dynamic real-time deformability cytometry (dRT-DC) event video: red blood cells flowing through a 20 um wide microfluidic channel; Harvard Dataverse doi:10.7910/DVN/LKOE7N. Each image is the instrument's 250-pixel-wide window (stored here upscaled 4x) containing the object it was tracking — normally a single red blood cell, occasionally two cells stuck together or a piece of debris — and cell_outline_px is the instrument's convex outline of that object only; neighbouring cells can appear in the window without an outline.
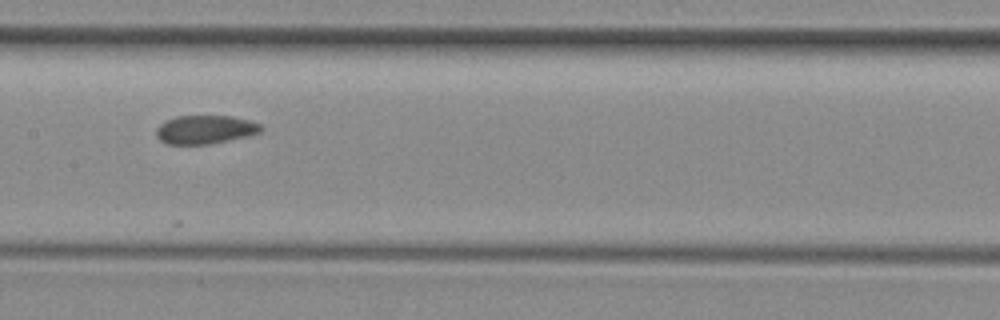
{"species": "common noctule bat (a hibernating species)", "species_latin": "Nyctalus noctula", "temperature_condition": "room temperature", "stored_images_in_passage": 9, "camera_frame_rate_fps": 3000, "um_per_image_px": 0.085, "animal": {"sex": "female", "body_mass_g": 29.2, "forearm_length_mm": 56.3}, "frame": {"image": 1, "passage_image": 7, "time_ms": 8.333, "image_size_px": [1000, 320], "cell_outline_px": [[264, 128], [260, 132], [228, 140], [208, 144], [168, 144], [160, 140], [156, 136], [156, 128], [160, 124], [176, 116], [232, 116], [248, 120], [260, 124]], "centroid_in_image_um": [17.42, 11.01], "position_along_channel_um": 190.0, "area_um2": 17.22}}
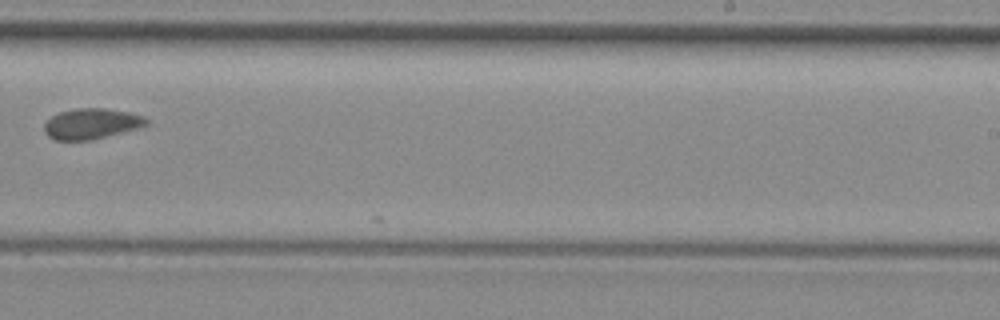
{"frame": {"image": 2, "passage_image": 9, "time_ms": 10.667, "image_size_px": [1000, 320], "cell_outline_px": [[148, 124], [136, 128], [88, 140], [56, 140], [48, 136], [44, 132], [44, 124], [52, 116], [60, 112], [76, 108], [104, 108], [128, 112], [144, 116], [148, 120]], "centroid_in_image_um": [7.74, 10.5], "position_along_channel_um": 281.3, "area_um2": 17.86}}